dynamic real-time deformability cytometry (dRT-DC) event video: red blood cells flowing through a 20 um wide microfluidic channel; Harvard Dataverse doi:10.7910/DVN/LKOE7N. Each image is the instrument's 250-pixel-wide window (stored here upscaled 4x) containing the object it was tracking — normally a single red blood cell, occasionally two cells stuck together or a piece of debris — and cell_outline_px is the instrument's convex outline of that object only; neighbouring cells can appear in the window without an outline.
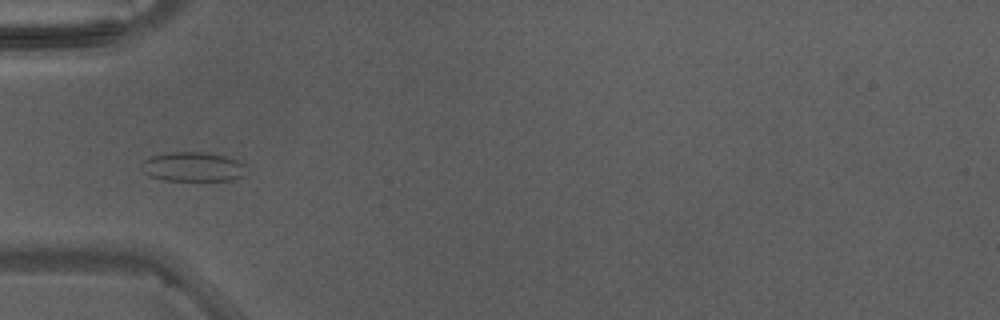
{"species": "Egyptian fruit bat (a non-hibernating species)", "species_latin": "Rousettus aegyptiacus", "temperature_condition": "warm", "stored_images_in_passage": 5, "camera_frame_rate_fps": 3000, "um_per_image_px": 0.085, "animal": {"sex": "male"}, "frame": {"image": 1, "passage_image": 4, "time_ms": 1.0, "image_size_px": [1000, 320], "cell_outline_px": [[244, 176], [232, 180], [164, 180], [152, 176], [144, 172], [140, 168], [140, 164], [144, 160], [152, 156], [172, 152], [204, 152], [224, 156], [236, 160], [244, 164]], "centroid_in_image_um": [16.38, 14.18], "position_along_channel_um": 68.6, "area_um2": 17.74}}